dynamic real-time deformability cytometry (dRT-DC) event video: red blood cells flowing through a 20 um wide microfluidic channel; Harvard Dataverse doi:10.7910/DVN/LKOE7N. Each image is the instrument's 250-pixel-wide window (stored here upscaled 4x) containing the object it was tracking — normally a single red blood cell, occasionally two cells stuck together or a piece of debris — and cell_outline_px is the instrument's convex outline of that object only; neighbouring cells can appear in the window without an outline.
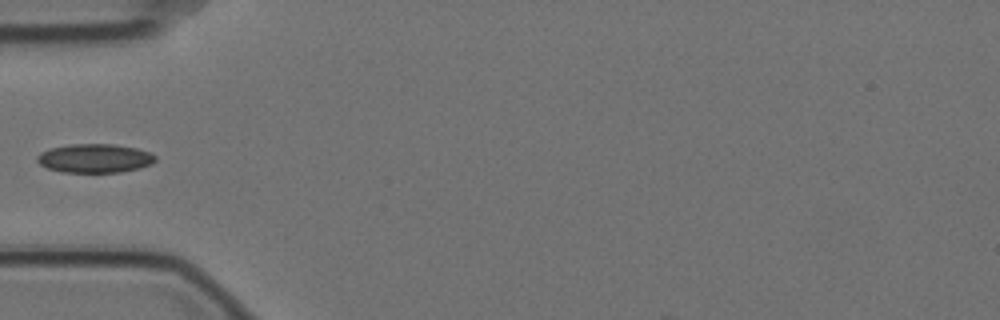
{"species": "Egyptian fruit bat (a non-hibernating species)", "species_latin": "Rousettus aegyptiacus", "temperature_condition": "cold", "stored_images_in_passage": 5, "camera_frame_rate_fps": 3000, "um_per_image_px": 0.085, "animal": {"sex": "female"}, "frame": {"image": 1, "passage_image": 5, "time_ms": 1.333, "image_size_px": [1000, 320], "cell_outline_px": [[156, 160], [152, 164], [140, 168], [120, 172], [60, 172], [48, 168], [40, 164], [36, 160], [36, 156], [40, 152], [48, 148], [72, 144], [112, 144], [136, 148], [148, 152], [156, 156]], "centroid_in_image_um": [8.03, 13.45], "position_along_channel_um": 77.0, "area_um2": 19.94}}